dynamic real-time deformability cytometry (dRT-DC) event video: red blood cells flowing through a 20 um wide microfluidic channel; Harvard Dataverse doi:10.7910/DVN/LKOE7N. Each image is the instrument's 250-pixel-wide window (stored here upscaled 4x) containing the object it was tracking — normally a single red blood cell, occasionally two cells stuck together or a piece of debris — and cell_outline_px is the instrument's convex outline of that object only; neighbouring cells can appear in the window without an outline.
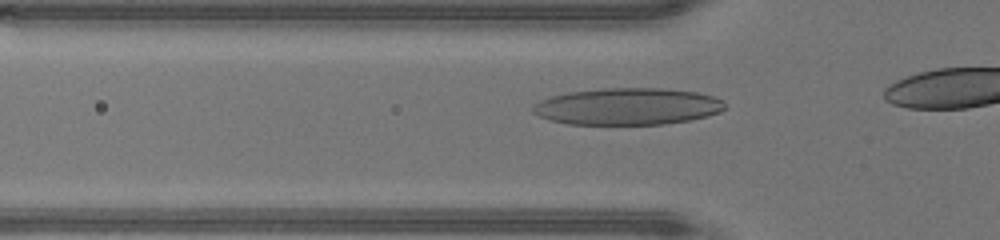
{"species": "human", "species_latin": "Homo sapiens", "temperature_condition": "warm", "stored_images_in_passage": 14, "camera_frame_rate_fps": 3000, "um_per_image_px": 0.085, "donor": {"sex": "male"}, "frame": {"image": 1, "passage_image": 9, "time_ms": 2.667, "image_size_px": [1000, 240], "cell_outline_px": [[728, 108], [720, 112], [708, 116], [688, 120], [664, 124], [568, 124], [552, 120], [540, 116], [532, 112], [532, 104], [540, 100], [552, 96], [568, 92], [604, 88], [660, 88], [696, 92], [712, 96], [720, 100]], "centroid_in_image_um": [53.34, 9.04], "position_along_channel_um": 72.5, "area_um2": 41.15}}
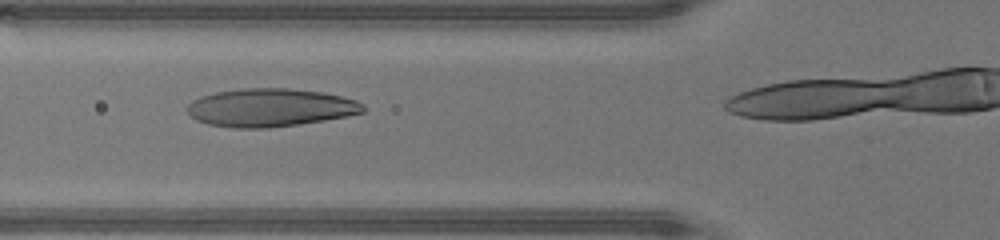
{"frame": {"image": 2, "passage_image": 11, "time_ms": 3.333, "image_size_px": [1000, 240], "cell_outline_px": [[364, 112], [348, 116], [324, 120], [268, 128], [236, 128], [208, 124], [196, 120], [184, 108], [192, 100], [200, 96], [216, 92], [244, 88], [288, 88], [324, 92], [356, 100], [364, 104]], "centroid_in_image_um": [22.95, 9.14], "position_along_channel_um": 102.8, "area_um2": 39.13}}